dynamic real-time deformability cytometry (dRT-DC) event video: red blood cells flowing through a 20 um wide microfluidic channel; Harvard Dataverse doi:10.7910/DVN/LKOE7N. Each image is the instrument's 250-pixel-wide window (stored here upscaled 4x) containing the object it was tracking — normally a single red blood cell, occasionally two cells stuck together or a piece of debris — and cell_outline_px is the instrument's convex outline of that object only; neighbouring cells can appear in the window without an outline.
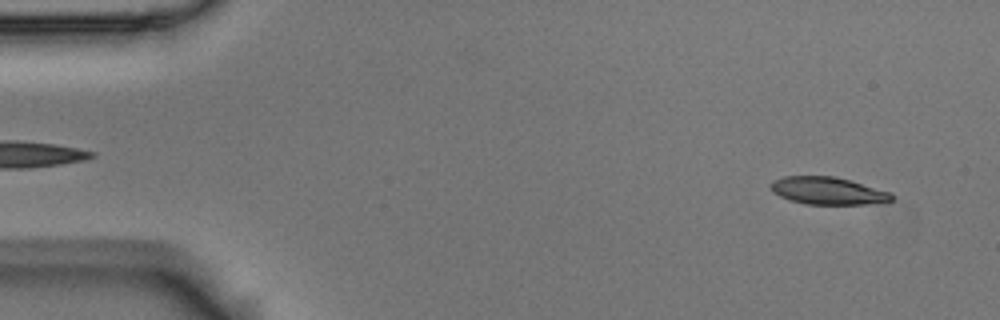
{"species": "Egyptian fruit bat (a non-hibernating species)", "species_latin": "Rousettus aegyptiacus", "temperature_condition": "room temperature", "stored_images_in_passage": 4, "camera_frame_rate_fps": 3000, "um_per_image_px": 0.085, "animal": {"sex": "male"}, "frame": {"image": 1, "passage_image": 1, "time_ms": 0.0, "image_size_px": [1000, 320], "cell_outline_px": [[892, 200], [864, 204], [804, 204], [780, 196], [772, 192], [768, 184], [772, 180], [784, 176], [836, 176], [892, 192]], "centroid_in_image_um": [70.32, 16.2], "position_along_channel_um": 14.7, "area_um2": 19.36}}
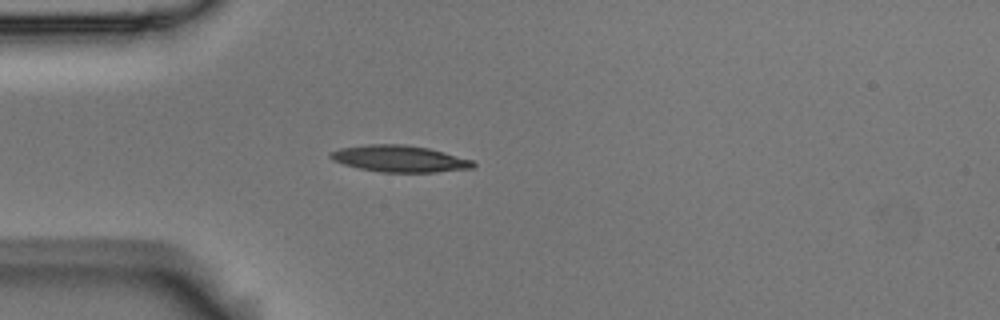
{"frame": {"image": 2, "passage_image": 4, "time_ms": 1.0, "image_size_px": [1000, 320], "cell_outline_px": [[476, 164], [472, 168], [436, 172], [380, 172], [360, 168], [344, 164], [332, 160], [328, 156], [328, 152], [340, 148], [368, 144], [404, 144], [428, 148], [444, 152], [472, 160]], "centroid_in_image_um": [33.93, 13.48], "position_along_channel_um": 51.1, "area_um2": 22.08}}